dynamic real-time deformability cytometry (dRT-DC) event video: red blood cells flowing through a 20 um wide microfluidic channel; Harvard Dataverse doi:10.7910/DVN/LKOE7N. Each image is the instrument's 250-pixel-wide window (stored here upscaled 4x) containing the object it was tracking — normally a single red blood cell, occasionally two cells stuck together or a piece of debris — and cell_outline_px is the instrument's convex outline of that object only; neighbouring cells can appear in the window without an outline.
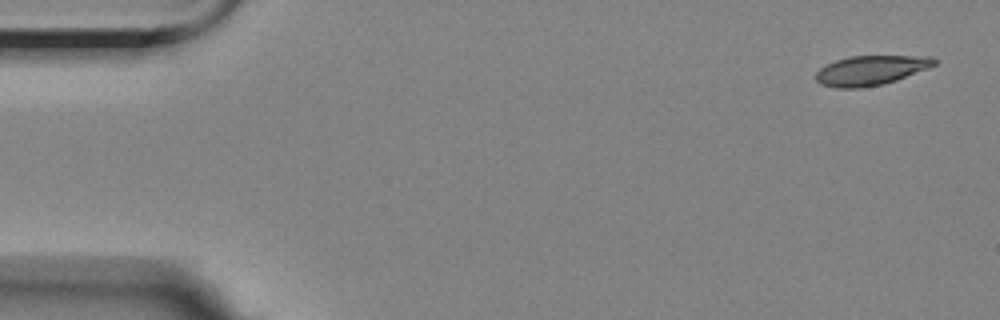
{"species": "Egyptian fruit bat (a non-hibernating species)", "species_latin": "Rousettus aegyptiacus", "temperature_condition": "room temperature", "stored_images_in_passage": 4, "camera_frame_rate_fps": 3000, "um_per_image_px": 0.085, "animal": {"sex": "female"}, "frame": {"image": 1, "passage_image": 1, "time_ms": 0.0, "image_size_px": [1000, 320], "cell_outline_px": [[940, 60], [936, 64], [928, 68], [896, 80], [884, 84], [860, 88], [836, 88], [820, 84], [816, 80], [816, 72], [820, 68], [836, 60], [848, 56], [936, 56]], "centroid_in_image_um": [74.05, 5.97], "position_along_channel_um": 10.9, "area_um2": 20.58}}
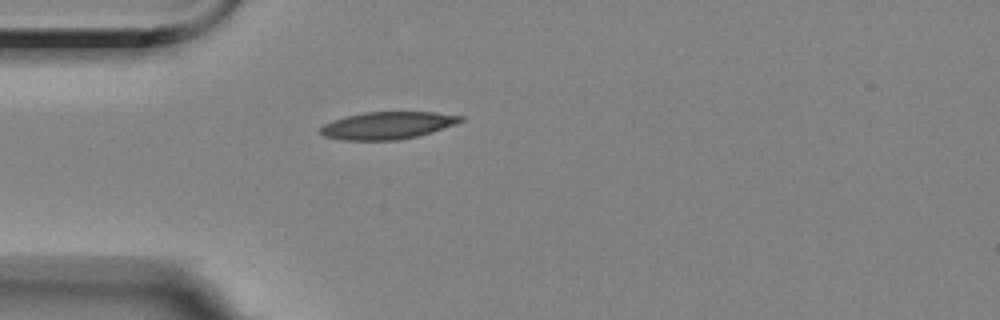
{"frame": {"image": 2, "passage_image": 4, "time_ms": 4.333, "image_size_px": [1000, 320], "cell_outline_px": [[464, 120], [456, 124], [432, 132], [400, 140], [344, 140], [324, 136], [316, 132], [324, 124], [348, 116], [364, 112], [436, 112], [464, 116]], "centroid_in_image_um": [32.96, 10.66], "position_along_channel_um": 52.0, "area_um2": 22.31}}